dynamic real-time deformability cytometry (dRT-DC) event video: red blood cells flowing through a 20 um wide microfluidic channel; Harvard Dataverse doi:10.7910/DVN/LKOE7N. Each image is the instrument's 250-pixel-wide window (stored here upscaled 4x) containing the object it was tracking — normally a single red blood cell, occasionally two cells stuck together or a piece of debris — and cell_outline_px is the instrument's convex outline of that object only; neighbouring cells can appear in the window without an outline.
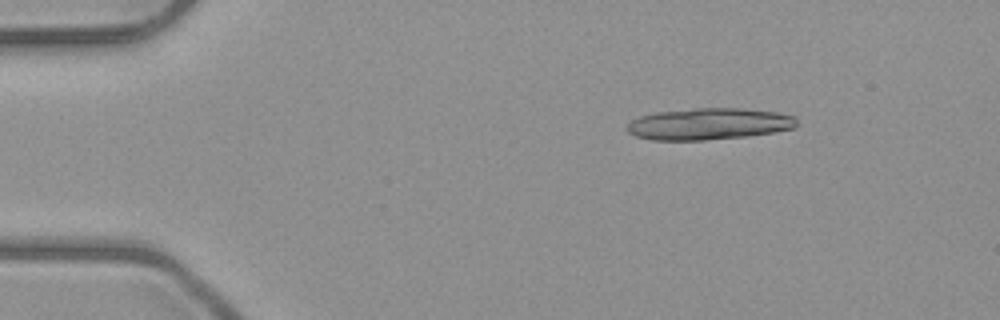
{"species": "common noctule bat (a hibernating species)", "species_latin": "Nyctalus noctula", "temperature_condition": "room temperature", "stored_images_in_passage": 6, "camera_frame_rate_fps": 3000, "um_per_image_px": 0.085, "animal": {"sex": "male", "body_mass_g": 23.1, "forearm_length_mm": 52.7}, "frame": {"image": 1, "passage_image": 3, "time_ms": 2.333, "image_size_px": [1000, 320], "cell_outline_px": [[796, 124], [792, 128], [772, 132], [744, 136], [704, 140], [652, 140], [636, 136], [628, 132], [624, 128], [632, 120], [640, 116], [656, 112], [692, 108], [740, 108], [776, 112], [796, 116]], "centroid_in_image_um": [60.2, 10.52], "position_along_channel_um": 24.8, "area_um2": 31.15}}
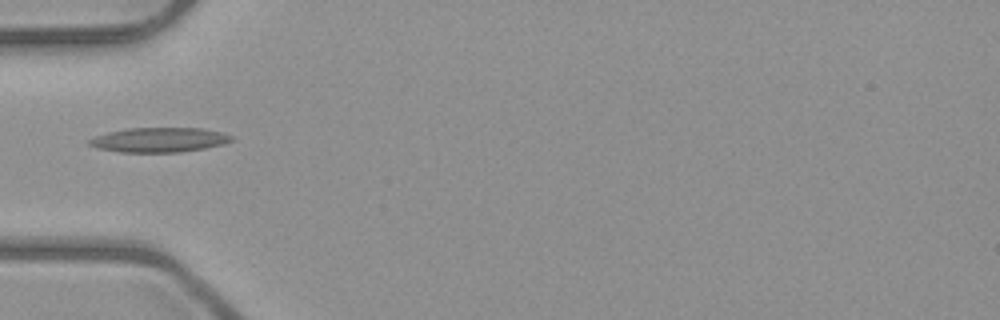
{"frame": {"image": 2, "passage_image": 6, "time_ms": 5.667, "image_size_px": [1000, 320], "cell_outline_px": [[232, 140], [224, 144], [204, 148], [180, 152], [120, 152], [96, 148], [88, 144], [88, 140], [96, 136], [108, 132], [128, 128], [204, 128], [220, 132], [232, 136]], "centroid_in_image_um": [13.51, 11.89], "position_along_channel_um": 71.5, "area_um2": 20.35}}